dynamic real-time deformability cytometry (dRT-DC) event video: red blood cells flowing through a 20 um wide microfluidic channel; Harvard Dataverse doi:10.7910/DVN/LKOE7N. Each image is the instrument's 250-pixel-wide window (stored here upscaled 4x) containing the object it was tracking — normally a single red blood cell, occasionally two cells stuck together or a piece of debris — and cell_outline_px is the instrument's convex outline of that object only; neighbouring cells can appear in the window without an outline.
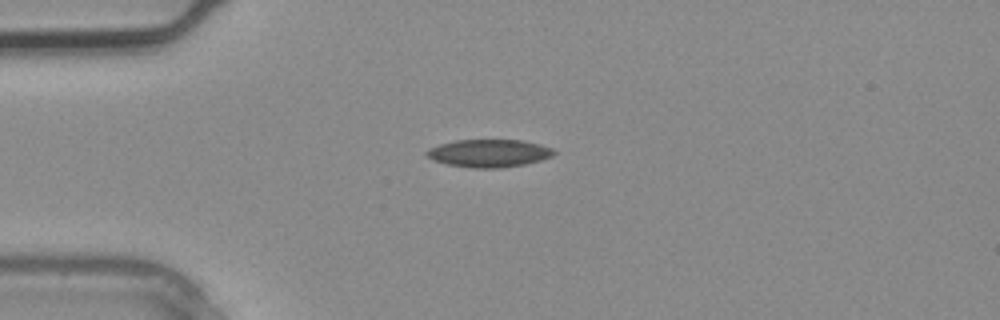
{"species": "common noctule bat (a hibernating species)", "species_latin": "Nyctalus noctula", "temperature_condition": "warm", "stored_images_in_passage": 1, "camera_frame_rate_fps": 3000, "um_per_image_px": 0.085, "animal": {"sex": "male", "body_mass_g": 20.4}, "frame": {"image": 1, "passage_image": 1, "time_ms": 0.0, "image_size_px": [1000, 320], "cell_outline_px": [[556, 152], [552, 156], [540, 160], [524, 164], [500, 168], [472, 168], [448, 164], [432, 160], [424, 156], [424, 152], [428, 148], [440, 144], [456, 140], [524, 140], [540, 144], [552, 148]], "centroid_in_image_um": [41.52, 13.02], "position_along_channel_um": 43.5, "area_um2": 20.69}}